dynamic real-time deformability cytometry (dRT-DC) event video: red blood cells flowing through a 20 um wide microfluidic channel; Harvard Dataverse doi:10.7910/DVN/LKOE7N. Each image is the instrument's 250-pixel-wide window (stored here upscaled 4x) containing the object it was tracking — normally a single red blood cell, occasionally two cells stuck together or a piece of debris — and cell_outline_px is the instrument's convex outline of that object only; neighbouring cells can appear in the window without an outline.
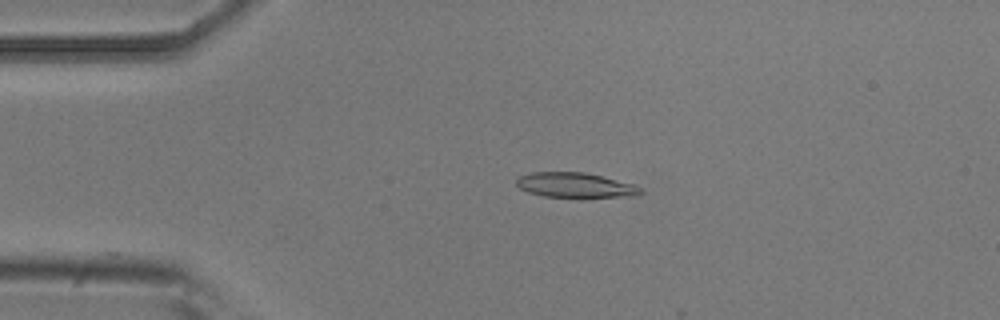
{"species": "common noctule bat (a hibernating species)", "species_latin": "Nyctalus noctula", "temperature_condition": "room temperature", "stored_images_in_passage": 3, "camera_frame_rate_fps": 3000, "um_per_image_px": 0.085, "animal": {"sex": "male", "body_mass_g": 20.5, "forearm_length_mm": 52.5}, "frame": {"image": 1, "passage_image": 1, "time_ms": 0.0, "image_size_px": [1000, 320], "cell_outline_px": [[644, 192], [640, 196], [544, 196], [528, 192], [520, 188], [516, 184], [516, 180], [520, 176], [532, 172], [584, 172], [632, 184], [644, 188]], "centroid_in_image_um": [48.91, 15.73], "position_along_channel_um": 36.1, "area_um2": 17.63}}